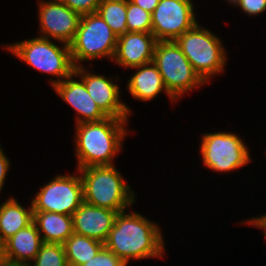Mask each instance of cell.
Returning a JSON list of instances; mask_svg holds the SVG:
<instances>
[{
  "label": "cell",
  "instance_id": "3",
  "mask_svg": "<svg viewBox=\"0 0 266 266\" xmlns=\"http://www.w3.org/2000/svg\"><path fill=\"white\" fill-rule=\"evenodd\" d=\"M83 185L84 202L122 212L135 202L133 191L112 166H90L78 169Z\"/></svg>",
  "mask_w": 266,
  "mask_h": 266
},
{
  "label": "cell",
  "instance_id": "11",
  "mask_svg": "<svg viewBox=\"0 0 266 266\" xmlns=\"http://www.w3.org/2000/svg\"><path fill=\"white\" fill-rule=\"evenodd\" d=\"M40 31L44 38H53L70 45L78 29L80 15L68 8L60 0L40 1Z\"/></svg>",
  "mask_w": 266,
  "mask_h": 266
},
{
  "label": "cell",
  "instance_id": "13",
  "mask_svg": "<svg viewBox=\"0 0 266 266\" xmlns=\"http://www.w3.org/2000/svg\"><path fill=\"white\" fill-rule=\"evenodd\" d=\"M157 43L152 33L126 32L117 38L113 60L124 67H137L153 62Z\"/></svg>",
  "mask_w": 266,
  "mask_h": 266
},
{
  "label": "cell",
  "instance_id": "2",
  "mask_svg": "<svg viewBox=\"0 0 266 266\" xmlns=\"http://www.w3.org/2000/svg\"><path fill=\"white\" fill-rule=\"evenodd\" d=\"M125 119L107 117L100 121L76 124V156L78 169L90 166H112L127 135Z\"/></svg>",
  "mask_w": 266,
  "mask_h": 266
},
{
  "label": "cell",
  "instance_id": "8",
  "mask_svg": "<svg viewBox=\"0 0 266 266\" xmlns=\"http://www.w3.org/2000/svg\"><path fill=\"white\" fill-rule=\"evenodd\" d=\"M203 163L213 171L228 172L250 161L247 146L233 133H208L201 141Z\"/></svg>",
  "mask_w": 266,
  "mask_h": 266
},
{
  "label": "cell",
  "instance_id": "27",
  "mask_svg": "<svg viewBox=\"0 0 266 266\" xmlns=\"http://www.w3.org/2000/svg\"><path fill=\"white\" fill-rule=\"evenodd\" d=\"M9 166L10 162L0 147V191L2 190V187L4 185L6 174L8 172V169L10 168Z\"/></svg>",
  "mask_w": 266,
  "mask_h": 266
},
{
  "label": "cell",
  "instance_id": "28",
  "mask_svg": "<svg viewBox=\"0 0 266 266\" xmlns=\"http://www.w3.org/2000/svg\"><path fill=\"white\" fill-rule=\"evenodd\" d=\"M130 1L151 14L159 3V0H130Z\"/></svg>",
  "mask_w": 266,
  "mask_h": 266
},
{
  "label": "cell",
  "instance_id": "6",
  "mask_svg": "<svg viewBox=\"0 0 266 266\" xmlns=\"http://www.w3.org/2000/svg\"><path fill=\"white\" fill-rule=\"evenodd\" d=\"M153 63L162 76L167 92L176 100L188 90L205 83L176 41H157Z\"/></svg>",
  "mask_w": 266,
  "mask_h": 266
},
{
  "label": "cell",
  "instance_id": "26",
  "mask_svg": "<svg viewBox=\"0 0 266 266\" xmlns=\"http://www.w3.org/2000/svg\"><path fill=\"white\" fill-rule=\"evenodd\" d=\"M236 4L250 16L258 15L266 10V0H238Z\"/></svg>",
  "mask_w": 266,
  "mask_h": 266
},
{
  "label": "cell",
  "instance_id": "23",
  "mask_svg": "<svg viewBox=\"0 0 266 266\" xmlns=\"http://www.w3.org/2000/svg\"><path fill=\"white\" fill-rule=\"evenodd\" d=\"M127 32L152 33L151 13L130 0H127Z\"/></svg>",
  "mask_w": 266,
  "mask_h": 266
},
{
  "label": "cell",
  "instance_id": "20",
  "mask_svg": "<svg viewBox=\"0 0 266 266\" xmlns=\"http://www.w3.org/2000/svg\"><path fill=\"white\" fill-rule=\"evenodd\" d=\"M63 245L68 266H81L85 264L104 247V243L99 240L75 233Z\"/></svg>",
  "mask_w": 266,
  "mask_h": 266
},
{
  "label": "cell",
  "instance_id": "25",
  "mask_svg": "<svg viewBox=\"0 0 266 266\" xmlns=\"http://www.w3.org/2000/svg\"><path fill=\"white\" fill-rule=\"evenodd\" d=\"M68 8L78 13L80 16L95 13L101 0H60Z\"/></svg>",
  "mask_w": 266,
  "mask_h": 266
},
{
  "label": "cell",
  "instance_id": "9",
  "mask_svg": "<svg viewBox=\"0 0 266 266\" xmlns=\"http://www.w3.org/2000/svg\"><path fill=\"white\" fill-rule=\"evenodd\" d=\"M84 202L81 175H59L32 199L33 211L72 214Z\"/></svg>",
  "mask_w": 266,
  "mask_h": 266
},
{
  "label": "cell",
  "instance_id": "7",
  "mask_svg": "<svg viewBox=\"0 0 266 266\" xmlns=\"http://www.w3.org/2000/svg\"><path fill=\"white\" fill-rule=\"evenodd\" d=\"M117 38L97 12L81 16L75 38L70 44L74 67L79 66L77 61L84 62L102 56L113 61Z\"/></svg>",
  "mask_w": 266,
  "mask_h": 266
},
{
  "label": "cell",
  "instance_id": "30",
  "mask_svg": "<svg viewBox=\"0 0 266 266\" xmlns=\"http://www.w3.org/2000/svg\"><path fill=\"white\" fill-rule=\"evenodd\" d=\"M2 266H29V264H25V263H14V262H9V261H5Z\"/></svg>",
  "mask_w": 266,
  "mask_h": 266
},
{
  "label": "cell",
  "instance_id": "22",
  "mask_svg": "<svg viewBox=\"0 0 266 266\" xmlns=\"http://www.w3.org/2000/svg\"><path fill=\"white\" fill-rule=\"evenodd\" d=\"M33 261L34 265L29 266H68L62 244L43 243Z\"/></svg>",
  "mask_w": 266,
  "mask_h": 266
},
{
  "label": "cell",
  "instance_id": "16",
  "mask_svg": "<svg viewBox=\"0 0 266 266\" xmlns=\"http://www.w3.org/2000/svg\"><path fill=\"white\" fill-rule=\"evenodd\" d=\"M43 244L40 233L34 222L19 230L3 243L5 259L14 263L30 264Z\"/></svg>",
  "mask_w": 266,
  "mask_h": 266
},
{
  "label": "cell",
  "instance_id": "24",
  "mask_svg": "<svg viewBox=\"0 0 266 266\" xmlns=\"http://www.w3.org/2000/svg\"><path fill=\"white\" fill-rule=\"evenodd\" d=\"M119 257L113 252L103 247L95 257L91 258L88 262L81 266H126Z\"/></svg>",
  "mask_w": 266,
  "mask_h": 266
},
{
  "label": "cell",
  "instance_id": "1",
  "mask_svg": "<svg viewBox=\"0 0 266 266\" xmlns=\"http://www.w3.org/2000/svg\"><path fill=\"white\" fill-rule=\"evenodd\" d=\"M118 212L104 247L123 262L129 259L162 257L165 251L160 228L137 212Z\"/></svg>",
  "mask_w": 266,
  "mask_h": 266
},
{
  "label": "cell",
  "instance_id": "32",
  "mask_svg": "<svg viewBox=\"0 0 266 266\" xmlns=\"http://www.w3.org/2000/svg\"><path fill=\"white\" fill-rule=\"evenodd\" d=\"M228 2H230V3H232V4H235L236 5V2L238 1V0H227Z\"/></svg>",
  "mask_w": 266,
  "mask_h": 266
},
{
  "label": "cell",
  "instance_id": "5",
  "mask_svg": "<svg viewBox=\"0 0 266 266\" xmlns=\"http://www.w3.org/2000/svg\"><path fill=\"white\" fill-rule=\"evenodd\" d=\"M176 43L204 82L223 71L227 58L220 39L198 23L184 32Z\"/></svg>",
  "mask_w": 266,
  "mask_h": 266
},
{
  "label": "cell",
  "instance_id": "15",
  "mask_svg": "<svg viewBox=\"0 0 266 266\" xmlns=\"http://www.w3.org/2000/svg\"><path fill=\"white\" fill-rule=\"evenodd\" d=\"M75 73L53 87L57 94L69 104L82 118L76 117V124L100 121L107 116L100 110L88 93L84 82L73 80Z\"/></svg>",
  "mask_w": 266,
  "mask_h": 266
},
{
  "label": "cell",
  "instance_id": "31",
  "mask_svg": "<svg viewBox=\"0 0 266 266\" xmlns=\"http://www.w3.org/2000/svg\"><path fill=\"white\" fill-rule=\"evenodd\" d=\"M6 261L5 255H4V248L3 244H0V266Z\"/></svg>",
  "mask_w": 266,
  "mask_h": 266
},
{
  "label": "cell",
  "instance_id": "12",
  "mask_svg": "<svg viewBox=\"0 0 266 266\" xmlns=\"http://www.w3.org/2000/svg\"><path fill=\"white\" fill-rule=\"evenodd\" d=\"M82 66L75 67V76H80L91 98L100 110L107 116L128 120L129 108L120 100V91L112 79L98 74H91Z\"/></svg>",
  "mask_w": 266,
  "mask_h": 266
},
{
  "label": "cell",
  "instance_id": "17",
  "mask_svg": "<svg viewBox=\"0 0 266 266\" xmlns=\"http://www.w3.org/2000/svg\"><path fill=\"white\" fill-rule=\"evenodd\" d=\"M134 68L139 70L129 79L127 87L129 93L135 99L143 101L152 100L164 89L171 101L175 100L167 92L162 76L153 62Z\"/></svg>",
  "mask_w": 266,
  "mask_h": 266
},
{
  "label": "cell",
  "instance_id": "18",
  "mask_svg": "<svg viewBox=\"0 0 266 266\" xmlns=\"http://www.w3.org/2000/svg\"><path fill=\"white\" fill-rule=\"evenodd\" d=\"M36 224L43 243L64 244L74 233L72 216L61 213L33 211Z\"/></svg>",
  "mask_w": 266,
  "mask_h": 266
},
{
  "label": "cell",
  "instance_id": "21",
  "mask_svg": "<svg viewBox=\"0 0 266 266\" xmlns=\"http://www.w3.org/2000/svg\"><path fill=\"white\" fill-rule=\"evenodd\" d=\"M97 13L117 37L127 32V0H101Z\"/></svg>",
  "mask_w": 266,
  "mask_h": 266
},
{
  "label": "cell",
  "instance_id": "4",
  "mask_svg": "<svg viewBox=\"0 0 266 266\" xmlns=\"http://www.w3.org/2000/svg\"><path fill=\"white\" fill-rule=\"evenodd\" d=\"M63 45V48L58 47L51 39L40 36L8 45L6 49L35 69L58 76L60 79L51 82L54 86L74 73L75 69L71 59L70 45L65 43Z\"/></svg>",
  "mask_w": 266,
  "mask_h": 266
},
{
  "label": "cell",
  "instance_id": "19",
  "mask_svg": "<svg viewBox=\"0 0 266 266\" xmlns=\"http://www.w3.org/2000/svg\"><path fill=\"white\" fill-rule=\"evenodd\" d=\"M33 222V209H25L14 198L0 206V244Z\"/></svg>",
  "mask_w": 266,
  "mask_h": 266
},
{
  "label": "cell",
  "instance_id": "14",
  "mask_svg": "<svg viewBox=\"0 0 266 266\" xmlns=\"http://www.w3.org/2000/svg\"><path fill=\"white\" fill-rule=\"evenodd\" d=\"M117 211L83 202L72 214L75 234L105 242L115 221Z\"/></svg>",
  "mask_w": 266,
  "mask_h": 266
},
{
  "label": "cell",
  "instance_id": "29",
  "mask_svg": "<svg viewBox=\"0 0 266 266\" xmlns=\"http://www.w3.org/2000/svg\"><path fill=\"white\" fill-rule=\"evenodd\" d=\"M247 224H251L253 226L264 229V234L266 236V214L261 217H255L253 219L248 220Z\"/></svg>",
  "mask_w": 266,
  "mask_h": 266
},
{
  "label": "cell",
  "instance_id": "10",
  "mask_svg": "<svg viewBox=\"0 0 266 266\" xmlns=\"http://www.w3.org/2000/svg\"><path fill=\"white\" fill-rule=\"evenodd\" d=\"M192 0H159L152 12V34L157 41H176L194 27Z\"/></svg>",
  "mask_w": 266,
  "mask_h": 266
}]
</instances>
